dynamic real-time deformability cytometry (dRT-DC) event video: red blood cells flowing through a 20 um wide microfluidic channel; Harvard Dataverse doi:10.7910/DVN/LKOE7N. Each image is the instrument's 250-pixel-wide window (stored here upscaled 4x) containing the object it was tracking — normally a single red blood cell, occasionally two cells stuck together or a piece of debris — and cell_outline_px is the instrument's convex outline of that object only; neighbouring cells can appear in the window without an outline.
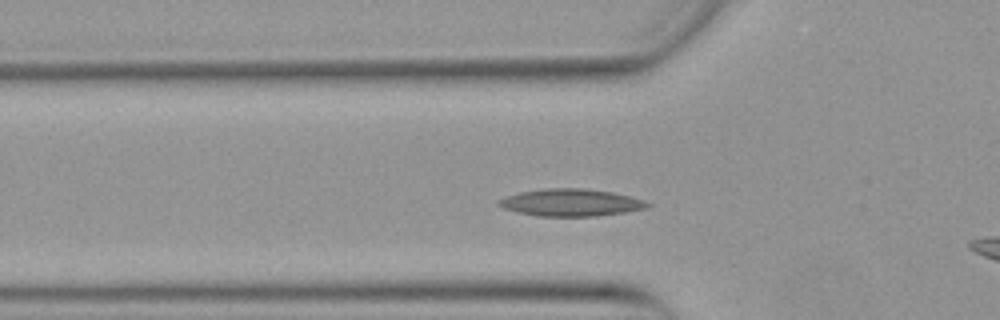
{"species": "Egyptian fruit bat (a non-hibernating species)", "species_latin": "Rousettus aegyptiacus", "temperature_condition": "warm", "stored_images_in_passage": 6, "camera_frame_rate_fps": 3000, "um_per_image_px": 0.085, "animal": {"sex": "female"}, "frame": {"image": 1, "passage_image": 4, "time_ms": 1.0, "image_size_px": [1000, 320], "cell_outline_px": [[652, 204], [648, 208], [624, 212], [596, 216], [536, 216], [516, 212], [504, 208], [496, 204], [496, 200], [504, 196], [520, 192], [544, 188], [584, 188], [612, 192], [644, 200]], "centroid_in_image_um": [48.48, 17.21], "position_along_channel_um": 77.3, "area_um2": 23.76}}